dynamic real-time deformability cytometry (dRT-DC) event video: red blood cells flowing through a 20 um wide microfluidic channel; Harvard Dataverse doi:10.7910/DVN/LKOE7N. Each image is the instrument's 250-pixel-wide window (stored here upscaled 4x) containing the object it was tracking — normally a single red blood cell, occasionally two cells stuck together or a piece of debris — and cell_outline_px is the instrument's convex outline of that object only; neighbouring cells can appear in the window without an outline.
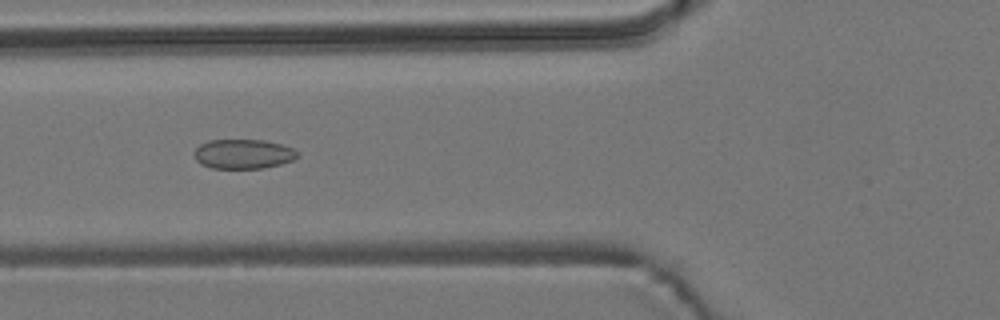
{"species": "common noctule bat (a hibernating species)", "species_latin": "Nyctalus noctula", "temperature_condition": "room temperature", "stored_images_in_passage": 38, "camera_frame_rate_fps": 3000, "um_per_image_px": 0.085, "animal": {"sex": "male", "body_mass_g": 19.2, "forearm_length_mm": 51.8}, "frame": {"image": 1, "passage_image": 3, "time_ms": 0.667, "image_size_px": [1000, 320], "cell_outline_px": [[296, 156], [292, 160], [260, 168], [212, 168], [196, 160], [196, 148], [200, 144], [212, 140], [260, 140], [280, 144], [292, 148], [296, 152]], "centroid_in_image_um": [20.65, 13.08], "position_along_channel_um": 105.2, "area_um2": 17.11}}
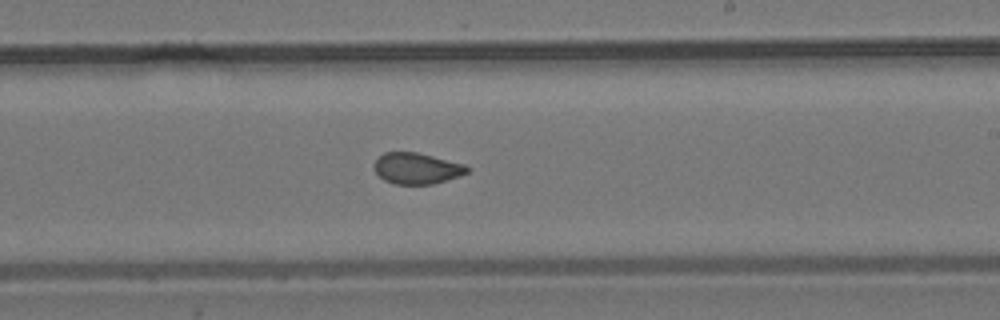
{"frame": {"image": 2, "passage_image": 15, "time_ms": 4.667, "image_size_px": [1000, 320], "cell_outline_px": [[468, 172], [444, 180], [428, 184], [396, 184], [380, 176], [376, 172], [376, 160], [384, 152], [416, 152], [464, 164], [468, 168]], "centroid_in_image_um": [35.42, 14.29], "position_along_channel_um": 253.6, "area_um2": 16.18}}
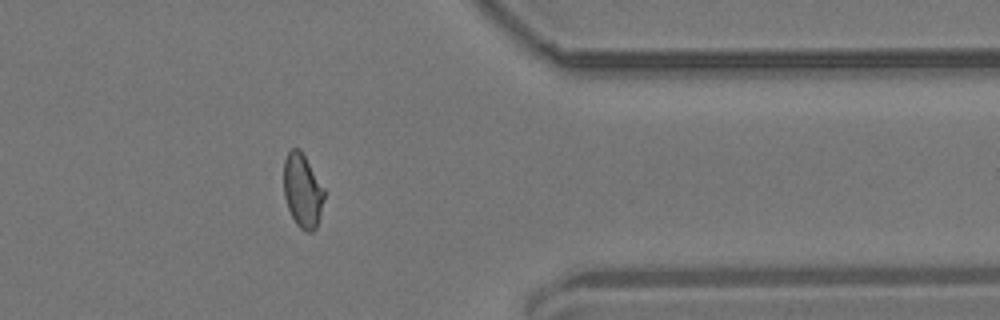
{"frame": {"image": 3, "passage_image": 27, "time_ms": 8.667, "image_size_px": [1000, 320], "cell_outline_px": [[324, 196], [316, 228], [308, 232], [300, 228], [296, 224], [288, 208], [284, 196], [284, 160], [288, 152], [292, 148], [296, 148], [304, 156], [324, 188]], "centroid_in_image_um": [25.7, 16.22], "position_along_channel_um": 385.7, "area_um2": 16.94}}